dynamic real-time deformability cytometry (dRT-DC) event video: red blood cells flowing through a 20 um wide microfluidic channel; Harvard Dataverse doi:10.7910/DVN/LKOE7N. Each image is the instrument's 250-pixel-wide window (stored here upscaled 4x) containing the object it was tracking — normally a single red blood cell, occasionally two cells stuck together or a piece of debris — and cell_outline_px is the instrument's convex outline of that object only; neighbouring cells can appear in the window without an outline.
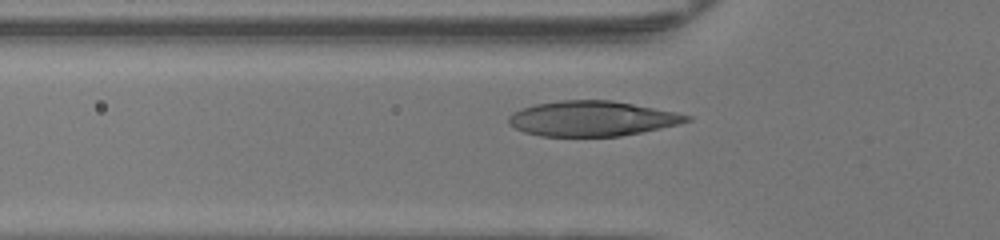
{"species": "human", "species_latin": "Homo sapiens", "temperature_condition": "warm", "stored_images_in_passage": 42, "camera_frame_rate_fps": 3000, "um_per_image_px": 0.085, "donor": {"sex": "female"}, "frame": {"image": 1, "passage_image": 9, "time_ms": 2.667, "image_size_px": [1000, 240], "cell_outline_px": [[680, 120], [668, 124], [632, 132], [612, 136], [552, 136], [532, 132], [532, 108], [548, 104], [588, 100], [592, 100], [628, 104], [656, 112]], "centroid_in_image_um": [50.5, 10.11], "position_along_channel_um": 75.3, "area_um2": 28.44}}
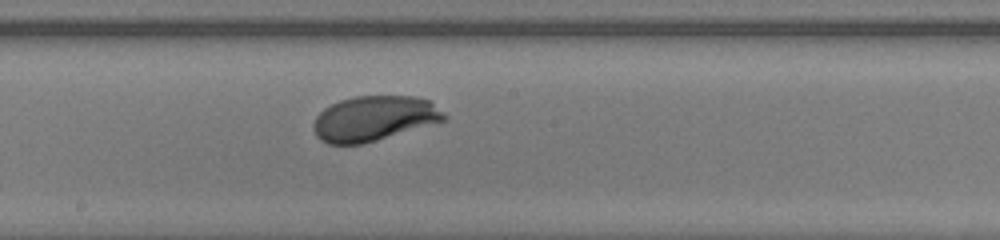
{"frame": {"image": 2, "passage_image": 19, "time_ms": 6.0, "image_size_px": [1000, 240], "cell_outline_px": [[440, 116], [368, 140], [352, 144], [336, 144], [320, 136], [316, 128], [316, 124], [320, 116], [324, 112], [336, 104], [352, 100], [376, 96], [388, 96], [420, 100], [428, 104]], "centroid_in_image_um": [31.56, 10.06], "position_along_channel_um": 216.6, "area_um2": 28.32}}
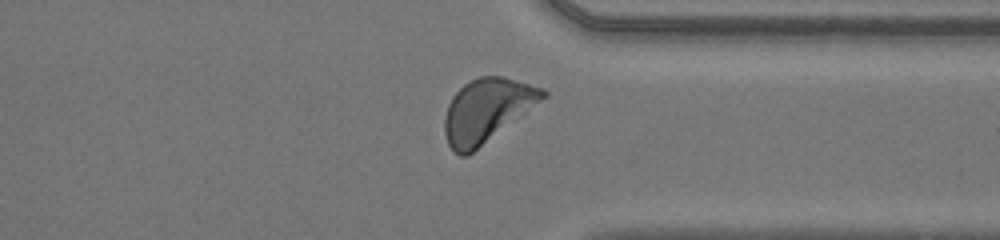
{"frame": {"image": 3, "passage_image": 30, "time_ms": 9.667, "image_size_px": [1000, 240], "cell_outline_px": [[544, 96], [472, 152], [456, 152], [452, 148], [448, 140], [448, 108], [452, 100], [468, 84], [476, 80], [488, 76], [508, 80], [536, 88], [544, 92]], "centroid_in_image_um": [41.36, 9.4], "position_along_channel_um": 370.0, "area_um2": 31.96}}